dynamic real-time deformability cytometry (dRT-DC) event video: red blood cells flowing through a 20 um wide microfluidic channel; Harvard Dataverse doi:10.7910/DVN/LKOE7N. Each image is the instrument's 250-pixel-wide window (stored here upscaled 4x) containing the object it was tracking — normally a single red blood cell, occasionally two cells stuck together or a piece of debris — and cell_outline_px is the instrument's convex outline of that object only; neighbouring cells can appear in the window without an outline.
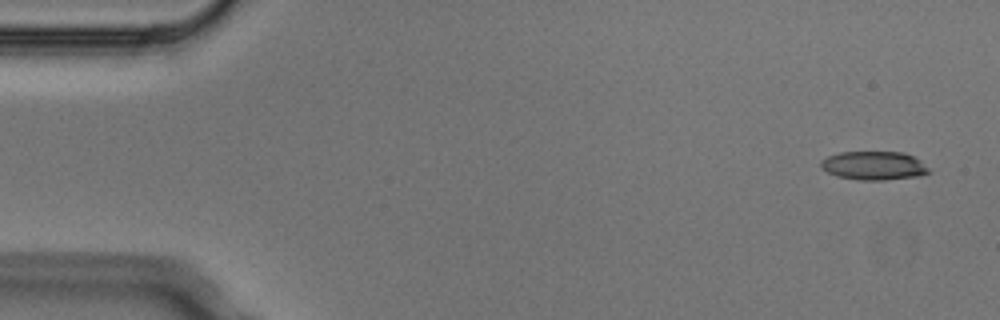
{"species": "Egyptian fruit bat (a non-hibernating species)", "species_latin": "Rousettus aegyptiacus", "temperature_condition": "cold", "stored_images_in_passage": 4, "camera_frame_rate_fps": 3000, "um_per_image_px": 0.085, "animal": {"sex": "male"}, "frame": {"image": 1, "passage_image": 1, "time_ms": 0.0, "image_size_px": [1000, 320], "cell_outline_px": [[932, 172], [920, 176], [884, 180], [856, 180], [836, 176], [820, 168], [820, 160], [828, 156], [840, 152], [904, 152], [920, 160]], "centroid_in_image_um": [74.27, 14.08], "position_along_channel_um": 10.7, "area_um2": 18.21}}
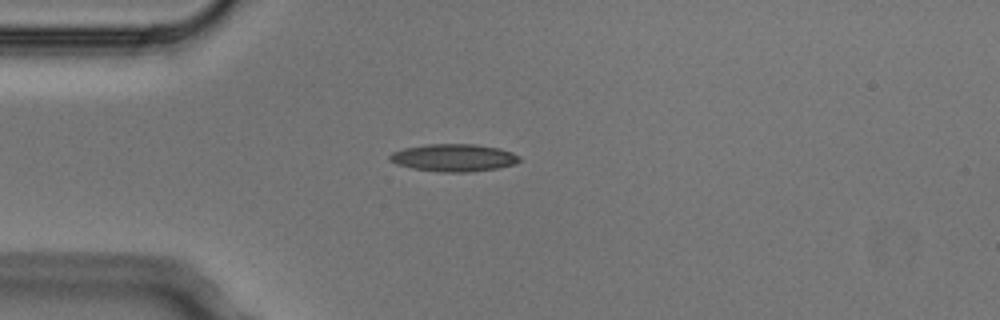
{"frame": {"image": 2, "passage_image": 4, "time_ms": 1.0, "image_size_px": [1000, 320], "cell_outline_px": [[520, 160], [516, 164], [500, 168], [472, 172], [440, 172], [412, 168], [396, 164], [388, 160], [388, 156], [392, 152], [404, 148], [428, 144], [476, 144], [500, 148], [512, 152], [520, 156]], "centroid_in_image_um": [38.59, 13.41], "position_along_channel_um": 46.4, "area_um2": 21.04}}